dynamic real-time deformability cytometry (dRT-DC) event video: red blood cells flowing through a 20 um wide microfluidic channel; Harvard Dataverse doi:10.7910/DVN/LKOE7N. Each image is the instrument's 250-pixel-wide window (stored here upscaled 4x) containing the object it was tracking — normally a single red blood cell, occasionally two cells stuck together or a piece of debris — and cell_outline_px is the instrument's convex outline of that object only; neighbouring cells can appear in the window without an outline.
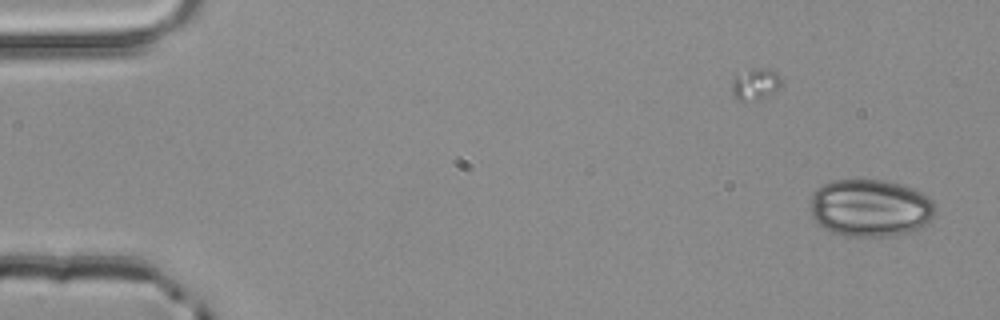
{"species": "common noctule bat (a hibernating species)", "species_latin": "Nyctalus noctula", "temperature_condition": "room temperature", "stored_images_in_passage": 5, "camera_frame_rate_fps": 3000, "um_per_image_px": 0.085, "animal": {"sex": "male", "body_mass_g": 20.4}, "frame": {"image": 1, "passage_image": 2, "time_ms": 0.333, "image_size_px": [1000, 320], "cell_outline_px": [[936, 208], [932, 216], [924, 224], [908, 232], [888, 236], [844, 236], [832, 232], [824, 228], [812, 216], [812, 196], [824, 184], [832, 180], [884, 180], [900, 184], [912, 188], [928, 196], [936, 204]], "centroid_in_image_um": [73.99, 17.67], "position_along_channel_um": 11.0, "area_um2": 41.33}}